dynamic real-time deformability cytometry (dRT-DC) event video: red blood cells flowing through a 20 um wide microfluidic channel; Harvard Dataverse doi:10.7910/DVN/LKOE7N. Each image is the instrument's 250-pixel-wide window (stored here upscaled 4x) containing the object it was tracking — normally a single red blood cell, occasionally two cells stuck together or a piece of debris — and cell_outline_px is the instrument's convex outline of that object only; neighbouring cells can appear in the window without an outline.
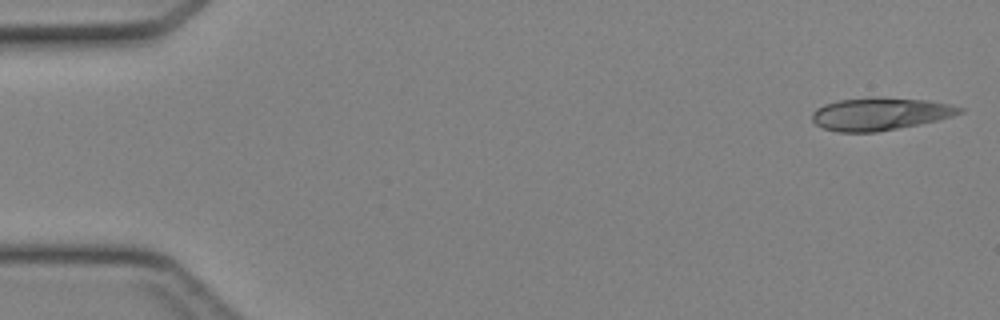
{"species": "Egyptian fruit bat (a non-hibernating species)", "species_latin": "Rousettus aegyptiacus", "temperature_condition": "cold", "stored_images_in_passage": 14, "camera_frame_rate_fps": 3000, "um_per_image_px": 0.085, "animal": {"sex": "female"}, "frame": {"image": 1, "passage_image": 1, "time_ms": 0.0, "image_size_px": [1000, 320], "cell_outline_px": [[964, 108], [960, 112], [936, 120], [876, 132], [840, 132], [824, 128], [816, 124], [812, 120], [812, 112], [816, 108], [824, 104], [840, 100], [880, 96], [928, 100], [948, 104]], "centroid_in_image_um": [74.74, 9.66], "position_along_channel_um": 10.3, "area_um2": 27.69}}
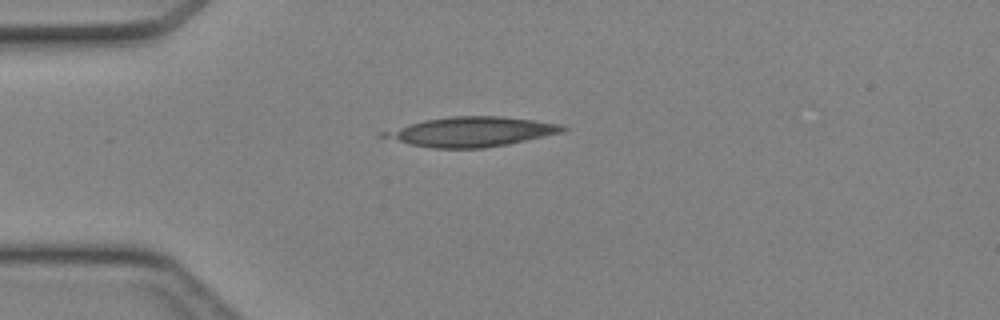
{"frame": {"image": 2, "passage_image": 11, "time_ms": 3.333, "image_size_px": [1000, 320], "cell_outline_px": [[568, 128], [564, 132], [508, 144], [484, 148], [432, 148], [408, 144], [376, 136], [380, 132], [424, 120], [452, 116], [504, 116], [560, 124]], "centroid_in_image_um": [40.03, 11.2], "position_along_channel_um": 45.0, "area_um2": 30.98}}